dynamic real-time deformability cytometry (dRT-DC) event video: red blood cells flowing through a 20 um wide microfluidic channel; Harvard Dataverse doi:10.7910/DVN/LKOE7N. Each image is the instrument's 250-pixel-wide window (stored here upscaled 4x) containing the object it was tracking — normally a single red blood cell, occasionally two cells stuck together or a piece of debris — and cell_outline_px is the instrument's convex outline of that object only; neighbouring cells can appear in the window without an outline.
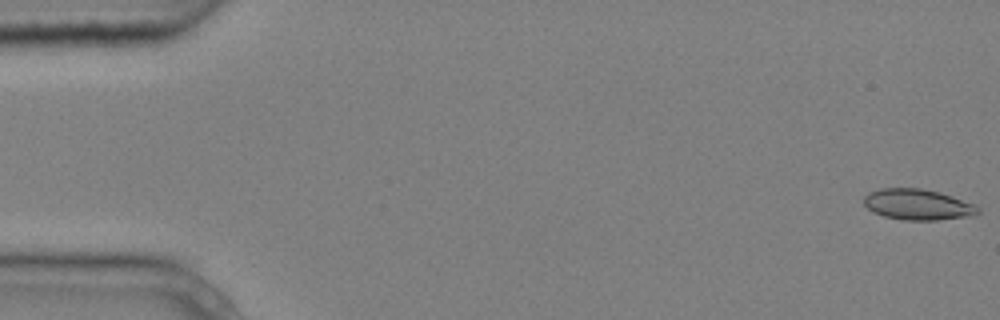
{"species": "common noctule bat (a hibernating species)", "species_latin": "Nyctalus noctula", "temperature_condition": "cold", "stored_images_in_passage": 6, "camera_frame_rate_fps": 3000, "um_per_image_px": 0.085, "animal": {"sex": "male", "body_mass_g": 20.4}, "frame": {"image": 1, "passage_image": 1, "time_ms": 0.0, "image_size_px": [1000, 320], "cell_outline_px": [[980, 212], [976, 216], [936, 220], [904, 220], [884, 216], [872, 212], [864, 204], [864, 196], [868, 192], [880, 188], [920, 188], [940, 192], [976, 204], [980, 208]], "centroid_in_image_um": [78.04, 17.39], "position_along_channel_um": 7.0, "area_um2": 20.81}}